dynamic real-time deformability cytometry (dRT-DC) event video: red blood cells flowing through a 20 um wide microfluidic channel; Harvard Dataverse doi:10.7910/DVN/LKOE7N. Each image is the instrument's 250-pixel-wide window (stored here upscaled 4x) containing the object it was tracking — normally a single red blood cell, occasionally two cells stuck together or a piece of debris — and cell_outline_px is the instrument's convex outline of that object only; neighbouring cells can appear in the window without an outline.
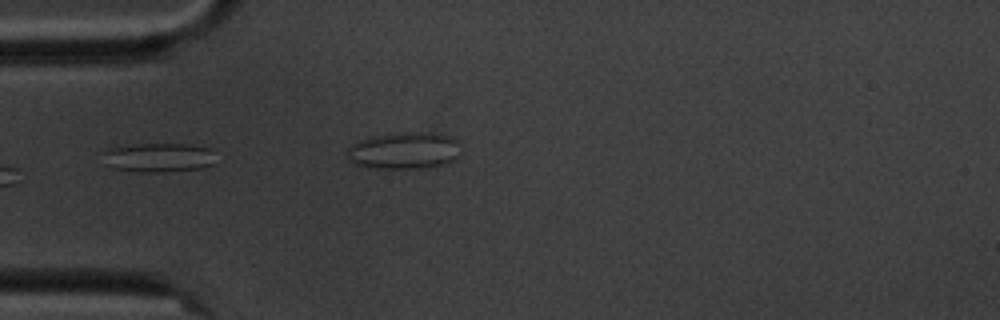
{"species": "common noctule bat (a hibernating species)", "species_latin": "Nyctalus noctula", "temperature_condition": "cold", "stored_images_in_passage": 10, "camera_frame_rate_fps": 3000, "um_per_image_px": 0.085, "animal": {"sex": "male", "body_mass_g": 20.1, "forearm_length_mm": 53.5}, "frame": {"image": 1, "passage_image": 4, "time_ms": 4.333, "image_size_px": [1000, 320], "cell_outline_px": [[216, 164], [204, 168], [156, 172], [140, 172], [112, 168], [104, 164], [104, 152], [108, 148], [116, 144], [184, 144], [212, 148]], "centroid_in_image_um": [13.46, 13.38], "position_along_channel_um": 71.5, "area_um2": 19.65}}
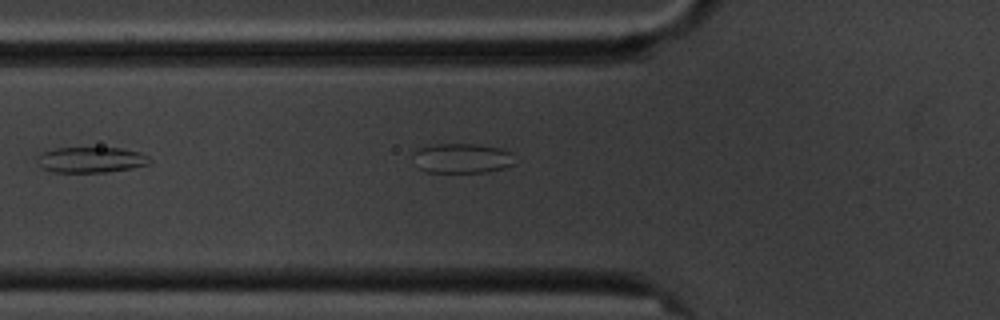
{"frame": {"image": 2, "passage_image": 5, "time_ms": 5.667, "image_size_px": [1000, 320], "cell_outline_px": [[152, 160], [148, 164], [132, 168], [108, 172], [52, 172], [44, 168], [36, 160], [36, 156], [40, 152], [56, 148], [120, 148], [140, 152], [148, 156]], "centroid_in_image_um": [7.73, 13.58], "position_along_channel_um": 118.1, "area_um2": 16.88}}